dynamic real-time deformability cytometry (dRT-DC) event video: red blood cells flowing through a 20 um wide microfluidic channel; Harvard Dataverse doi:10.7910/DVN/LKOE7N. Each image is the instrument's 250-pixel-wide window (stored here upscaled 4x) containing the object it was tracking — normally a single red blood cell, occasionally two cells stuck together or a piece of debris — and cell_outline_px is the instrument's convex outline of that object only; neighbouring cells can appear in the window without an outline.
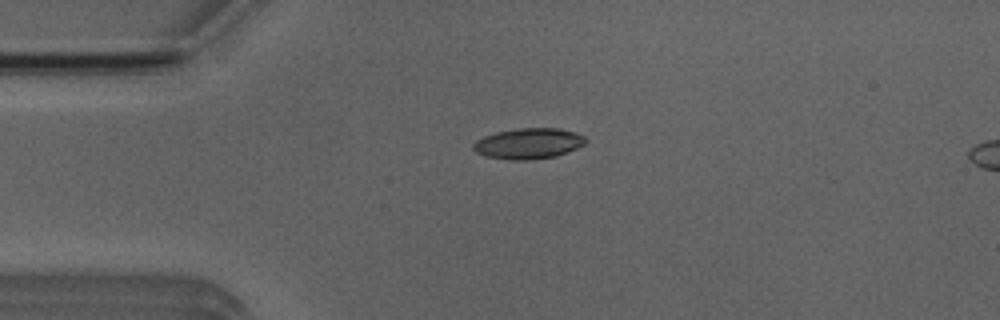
{"species": "Egyptian fruit bat (a non-hibernating species)", "species_latin": "Rousettus aegyptiacus", "temperature_condition": "room temperature", "stored_images_in_passage": 3, "camera_frame_rate_fps": 3000, "um_per_image_px": 0.085, "animal": {"sex": "male"}, "frame": {"image": 1, "passage_image": 1, "time_ms": 0.0, "image_size_px": [1000, 320], "cell_outline_px": [[588, 140], [584, 144], [576, 148], [556, 156], [528, 160], [508, 160], [488, 156], [476, 152], [472, 148], [472, 144], [476, 140], [484, 136], [496, 132], [516, 128], [556, 128], [576, 132], [584, 136]], "centroid_in_image_um": [44.91, 12.19], "position_along_channel_um": 40.1, "area_um2": 20.11}}